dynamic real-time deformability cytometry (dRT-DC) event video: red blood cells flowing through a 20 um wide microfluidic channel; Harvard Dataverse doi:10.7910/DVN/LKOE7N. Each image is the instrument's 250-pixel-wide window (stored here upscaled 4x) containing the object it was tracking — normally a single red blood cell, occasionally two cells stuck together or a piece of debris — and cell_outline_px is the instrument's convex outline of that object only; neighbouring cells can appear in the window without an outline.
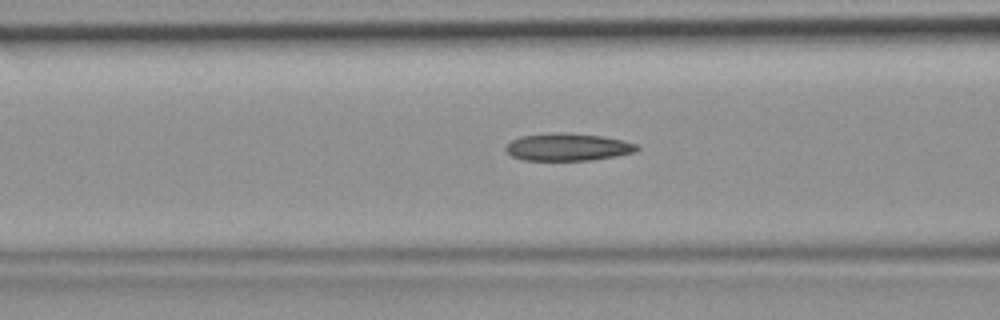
{"species": "common noctule bat (a hibernating species)", "species_latin": "Nyctalus noctula", "temperature_condition": "room temperature", "stored_images_in_passage": 35, "camera_frame_rate_fps": 3000, "um_per_image_px": 0.085, "animal": {"sex": "female", "body_mass_g": 19.9}, "frame": {"image": 1, "passage_image": 8, "time_ms": 2.333, "image_size_px": [1000, 320], "cell_outline_px": [[640, 148], [636, 152], [616, 156], [592, 160], [524, 160], [512, 156], [504, 148], [512, 140], [520, 136], [552, 132], [600, 136], [620, 140], [636, 144]], "centroid_in_image_um": [48.25, 12.51], "position_along_channel_um": 118.4, "area_um2": 20.75}}
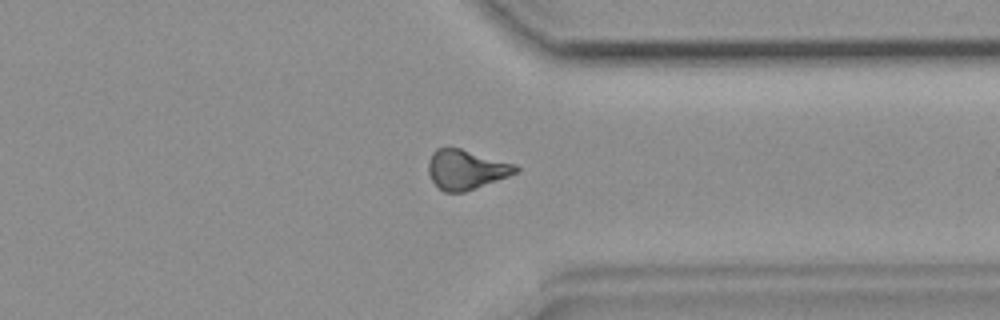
{"frame": {"image": 2, "passage_image": 25, "time_ms": 8.0, "image_size_px": [1000, 320], "cell_outline_px": [[520, 172], [476, 188], [464, 192], [444, 192], [432, 180], [428, 172], [428, 164], [432, 152], [436, 148], [460, 148], [516, 164], [520, 168]], "centroid_in_image_um": [39.65, 14.41], "position_along_channel_um": 371.8, "area_um2": 20.17}}
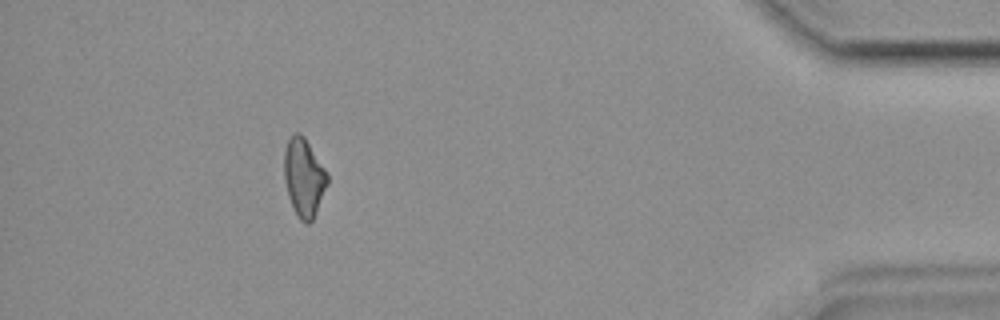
{"frame": {"image": 3, "passage_image": 31, "time_ms": 10.0, "image_size_px": [1000, 320], "cell_outline_px": [[328, 184], [312, 220], [308, 224], [304, 224], [296, 216], [288, 196], [284, 180], [284, 152], [288, 140], [296, 132], [300, 132], [304, 136], [328, 172]], "centroid_in_image_um": [25.83, 15.09], "position_along_channel_um": 409.4, "area_um2": 19.83}}